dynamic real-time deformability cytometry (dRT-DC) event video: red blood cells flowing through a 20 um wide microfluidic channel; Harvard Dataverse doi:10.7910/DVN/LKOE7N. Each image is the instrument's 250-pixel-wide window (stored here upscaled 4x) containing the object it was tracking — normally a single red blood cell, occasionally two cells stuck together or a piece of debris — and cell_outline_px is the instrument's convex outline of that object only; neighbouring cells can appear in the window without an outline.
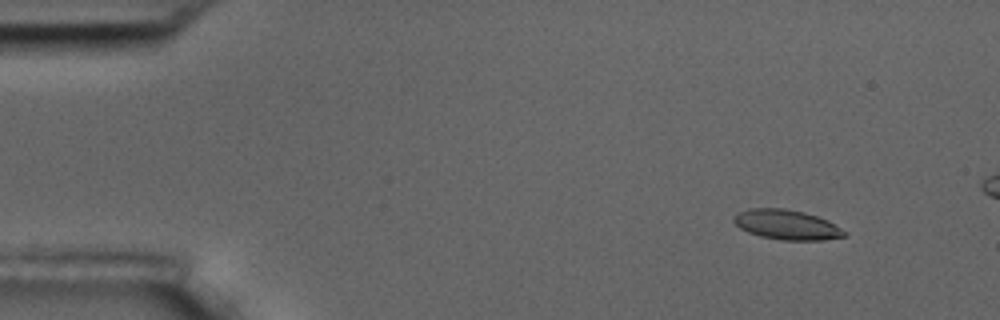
{"species": "common noctule bat (a hibernating species)", "species_latin": "Nyctalus noctula", "temperature_condition": "room temperature", "stored_images_in_passage": 4, "camera_frame_rate_fps": 3000, "um_per_image_px": 0.085, "animal": {"sex": "male", "body_mass_g": 17.5, "forearm_length_mm": 52.3}, "frame": {"image": 1, "passage_image": 2, "time_ms": 1.333, "image_size_px": [1000, 320], "cell_outline_px": [[848, 236], [820, 240], [780, 240], [760, 236], [748, 232], [740, 228], [732, 220], [732, 216], [736, 212], [748, 208], [784, 208], [804, 212], [828, 220], [848, 232]], "centroid_in_image_um": [66.86, 19.09], "position_along_channel_um": 18.1, "area_um2": 19.48}}